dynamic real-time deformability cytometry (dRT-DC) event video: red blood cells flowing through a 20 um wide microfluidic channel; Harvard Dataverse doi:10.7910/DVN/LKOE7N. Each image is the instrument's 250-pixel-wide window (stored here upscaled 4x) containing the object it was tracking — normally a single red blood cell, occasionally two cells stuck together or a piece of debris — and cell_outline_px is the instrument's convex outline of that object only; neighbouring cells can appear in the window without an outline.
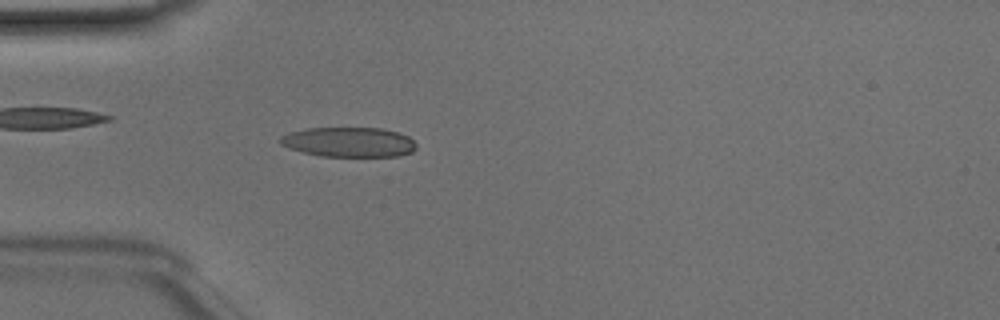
{"species": "Egyptian fruit bat (a non-hibernating species)", "species_latin": "Rousettus aegyptiacus", "temperature_condition": "room temperature", "stored_images_in_passage": 49, "camera_frame_rate_fps": 3000, "um_per_image_px": 0.085, "animal": {"sex": "male"}, "frame": {"image": 1, "passage_image": 15, "time_ms": 4.667, "image_size_px": [1000, 320], "cell_outline_px": [[416, 148], [412, 152], [396, 156], [320, 156], [288, 148], [280, 144], [280, 136], [288, 132], [304, 128], [380, 128], [396, 132], [408, 136], [416, 144]], "centroid_in_image_um": [29.61, 12.07], "position_along_channel_um": 55.4, "area_um2": 23.58}}
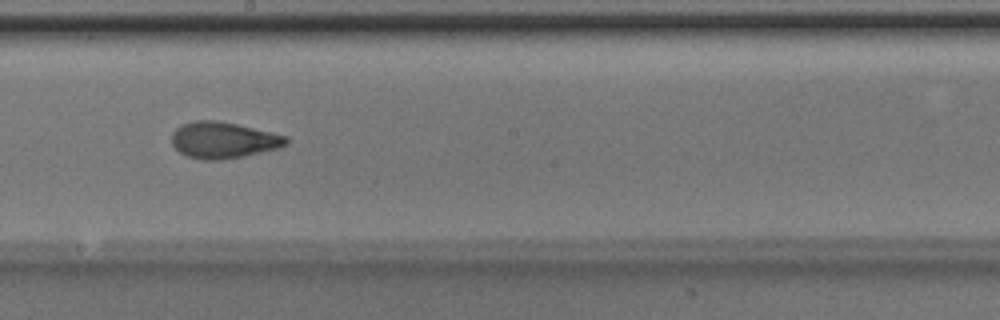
{"frame": {"image": 2, "passage_image": 28, "time_ms": 9.0, "image_size_px": [1000, 320], "cell_outline_px": [[288, 144], [280, 148], [244, 156], [220, 160], [204, 160], [188, 156], [180, 152], [172, 144], [172, 132], [180, 124], [196, 120], [216, 120], [236, 124], [272, 132], [288, 136]], "centroid_in_image_um": [19.0, 11.9], "position_along_channel_um": 229.2, "area_um2": 24.33}}
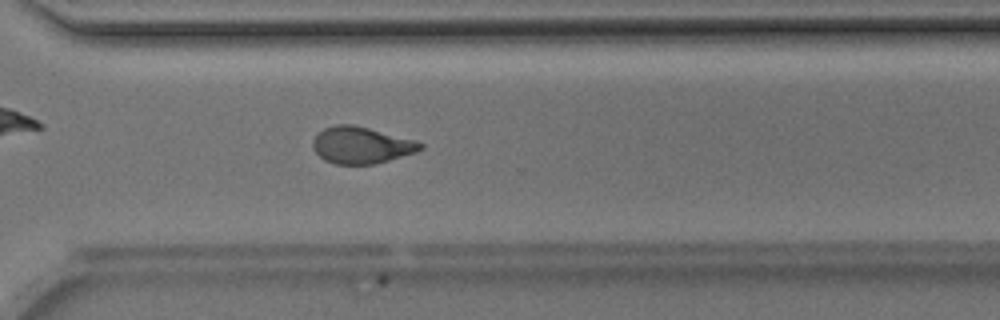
{"frame": {"image": 3, "passage_image": 36, "time_ms": 11.667, "image_size_px": [1000, 320], "cell_outline_px": [[424, 148], [416, 152], [376, 164], [336, 164], [324, 160], [312, 148], [312, 140], [324, 128], [336, 124], [352, 124], [416, 140], [424, 144]], "centroid_in_image_um": [30.72, 12.34], "position_along_channel_um": 339.9, "area_um2": 23.0}, "authors_computed_cell_mechanics": {"area_um2": 23.409, "velocity_mm_per_s": 4.17, "shape_relaxation_time_tau1_ms": 3.3499, "shape_relaxation_time_tau2_ms": 1.344, "deformation_change_tau1": 0.1617, "deformation_change_tau2": 0.0839}}